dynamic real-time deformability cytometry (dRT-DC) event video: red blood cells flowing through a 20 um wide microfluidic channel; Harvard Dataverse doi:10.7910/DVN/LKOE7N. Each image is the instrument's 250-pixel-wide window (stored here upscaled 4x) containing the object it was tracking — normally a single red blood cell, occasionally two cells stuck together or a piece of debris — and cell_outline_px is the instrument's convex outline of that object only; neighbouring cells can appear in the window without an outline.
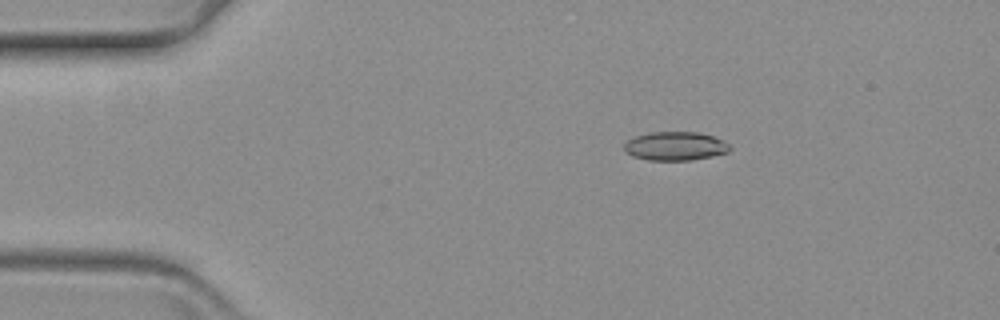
{"species": "common noctule bat (a hibernating species)", "species_latin": "Nyctalus noctula", "temperature_condition": "warm", "stored_images_in_passage": 38, "camera_frame_rate_fps": 3000, "um_per_image_px": 0.085, "animal": {"sex": "female", "body_mass_g": 19.3, "forearm_length_mm": 54.1}, "frame": {"image": 1, "passage_image": 10, "time_ms": 3.0, "image_size_px": [1000, 320], "cell_outline_px": [[732, 148], [728, 152], [688, 160], [648, 160], [632, 156], [624, 152], [624, 144], [628, 140], [636, 136], [648, 132], [700, 132], [724, 140]], "centroid_in_image_um": [57.37, 12.41], "position_along_channel_um": 27.6, "area_um2": 17.63}}
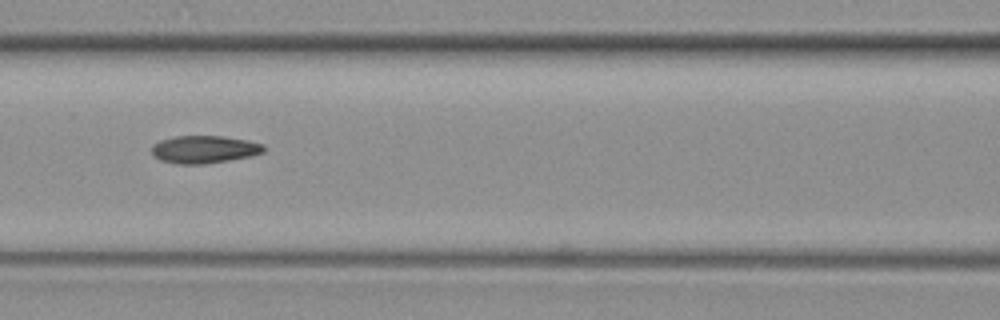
{"frame": {"image": 2, "passage_image": 26, "time_ms": 8.333, "image_size_px": [1000, 320], "cell_outline_px": [[264, 152], [248, 156], [228, 160], [204, 164], [176, 164], [160, 160], [152, 156], [152, 144], [160, 140], [176, 136], [224, 136], [248, 140], [264, 144]], "centroid_in_image_um": [17.32, 12.69], "position_along_channel_um": 149.3, "area_um2": 18.09}}
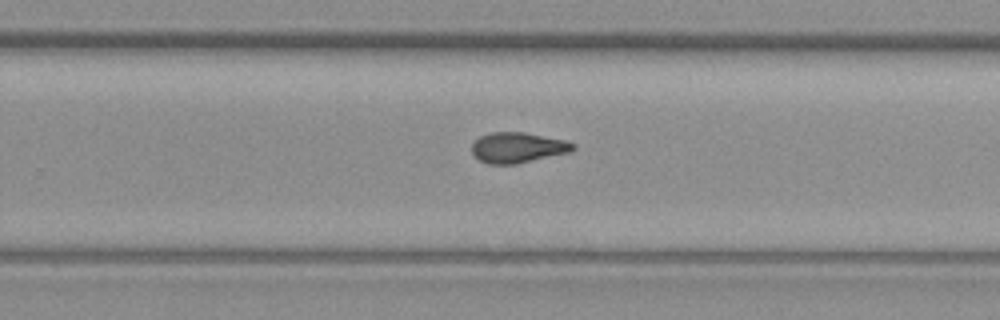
{"frame": {"image": 3, "passage_image": 38, "time_ms": 12.333, "image_size_px": [1000, 320], "cell_outline_px": [[576, 148], [568, 152], [516, 164], [488, 164], [480, 160], [472, 152], [472, 144], [480, 136], [488, 132], [524, 132], [564, 140], [576, 144]], "centroid_in_image_um": [43.99, 12.54], "position_along_channel_um": 285.8, "area_um2": 17.8}}